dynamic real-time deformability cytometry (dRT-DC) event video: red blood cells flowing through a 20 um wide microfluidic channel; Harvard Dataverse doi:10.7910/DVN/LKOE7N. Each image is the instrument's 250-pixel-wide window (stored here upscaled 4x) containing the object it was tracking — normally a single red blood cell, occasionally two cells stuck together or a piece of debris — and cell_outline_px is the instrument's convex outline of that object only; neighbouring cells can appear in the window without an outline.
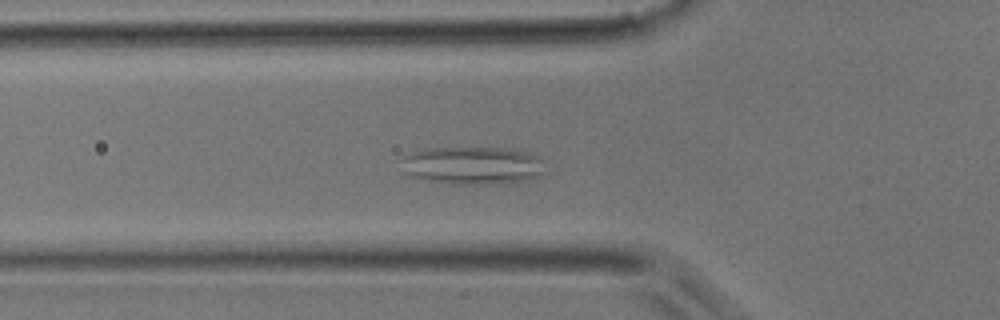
{"species": "common noctule bat (a hibernating species)", "species_latin": "Nyctalus noctula", "temperature_condition": "room temperature", "stored_images_in_passage": 38, "camera_frame_rate_fps": 3000, "um_per_image_px": 0.085, "animal": {"sex": "male", "body_mass_g": 17.9}, "frame": {"image": 1, "passage_image": 13, "time_ms": 4.0, "image_size_px": [1000, 320], "cell_outline_px": [[548, 172], [540, 176], [528, 180], [468, 184], [456, 184], [428, 180], [412, 176], [404, 172], [400, 160], [404, 156], [412, 152], [428, 148], [512, 148], [528, 152], [540, 156], [544, 160]], "centroid_in_image_um": [40.25, 14.04], "position_along_channel_um": 85.6, "area_um2": 31.91}}
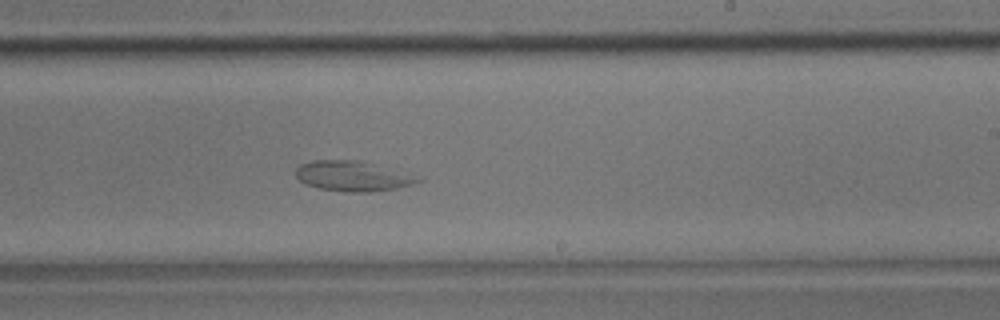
{"frame": {"image": 2, "passage_image": 23, "time_ms": 7.333, "image_size_px": [1000, 320], "cell_outline_px": [[424, 180], [412, 184], [396, 188], [372, 192], [348, 192], [320, 188], [304, 184], [296, 176], [296, 168], [300, 164], [312, 160], [360, 160]], "centroid_in_image_um": [29.87, 14.97], "position_along_channel_um": 259.1, "area_um2": 20.92}}
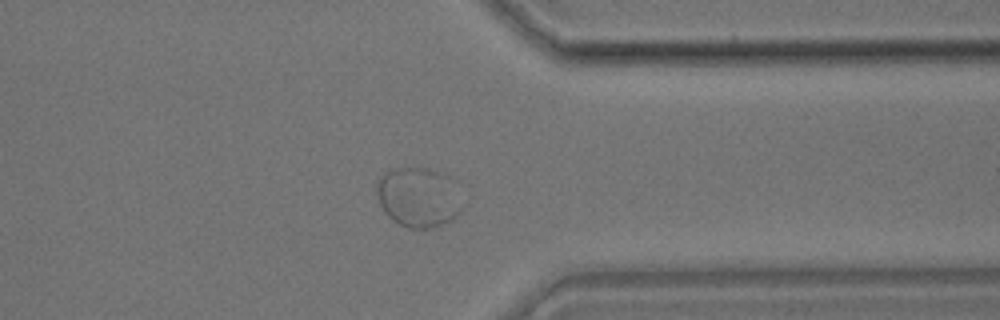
{"frame": {"image": 3, "passage_image": 30, "time_ms": 9.667, "image_size_px": [1000, 320], "cell_outline_px": [[468, 204], [452, 220], [432, 228], [408, 228], [392, 220], [384, 212], [376, 196], [376, 184], [380, 176], [388, 168], [428, 168], [440, 172], [448, 176], [468, 200]], "centroid_in_image_um": [35.63, 16.76], "position_along_channel_um": 375.8, "area_um2": 30.92}}